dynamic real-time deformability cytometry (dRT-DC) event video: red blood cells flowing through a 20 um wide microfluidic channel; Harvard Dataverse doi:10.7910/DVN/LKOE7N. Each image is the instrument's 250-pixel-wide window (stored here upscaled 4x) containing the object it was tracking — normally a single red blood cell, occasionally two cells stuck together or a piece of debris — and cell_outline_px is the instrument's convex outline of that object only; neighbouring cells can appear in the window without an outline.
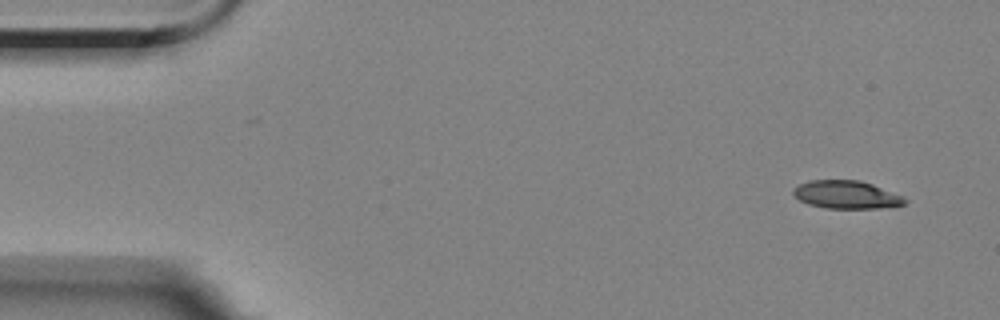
{"species": "Egyptian fruit bat (a non-hibernating species)", "species_latin": "Rousettus aegyptiacus", "temperature_condition": "room temperature", "stored_images_in_passage": 9, "camera_frame_rate_fps": 3000, "um_per_image_px": 0.085, "animal": {"sex": "female"}, "frame": {"image": 1, "passage_image": 1, "time_ms": 0.0, "image_size_px": [1000, 320], "cell_outline_px": [[908, 200], [904, 204], [876, 208], [828, 208], [808, 204], [800, 200], [792, 192], [800, 184], [812, 180], [860, 180], [872, 184], [900, 196]], "centroid_in_image_um": [71.92, 16.54], "position_along_channel_um": 13.1, "area_um2": 17.69}}
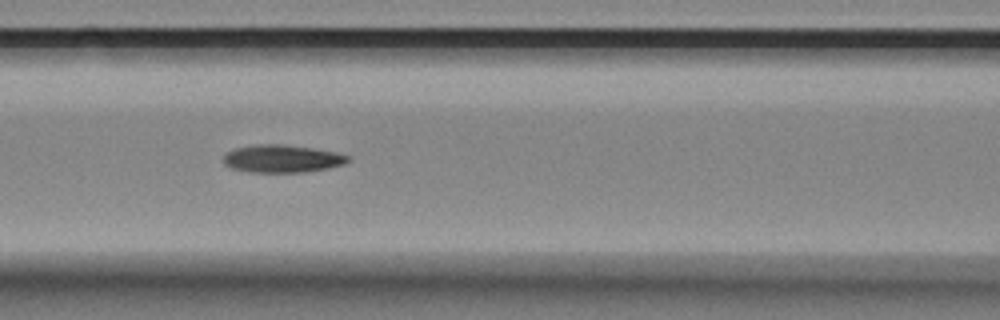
{"frame": {"image": 2, "passage_image": 6, "time_ms": 6.667, "image_size_px": [1000, 320], "cell_outline_px": [[352, 160], [344, 164], [328, 168], [304, 172], [248, 172], [232, 168], [224, 164], [224, 152], [236, 148], [252, 144], [280, 144], [312, 148], [332, 152], [348, 156]], "centroid_in_image_um": [23.94, 13.49], "position_along_channel_um": 142.7, "area_um2": 20.06}}
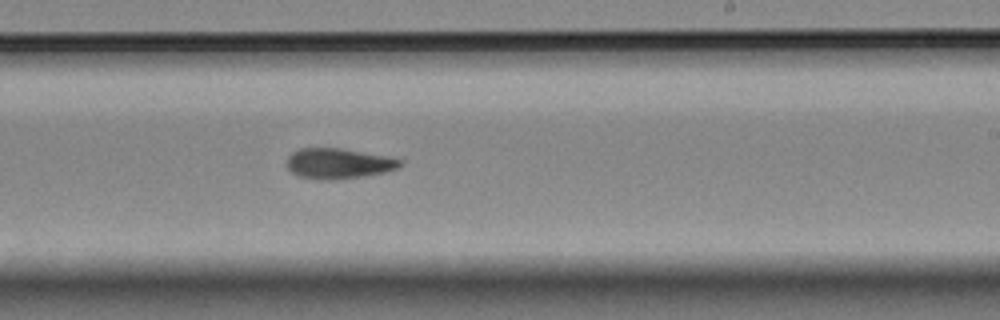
{"frame": {"image": 3, "passage_image": 9, "time_ms": 10.0, "image_size_px": [1000, 320], "cell_outline_px": [[404, 164], [396, 168], [384, 172], [336, 180], [320, 180], [300, 176], [292, 172], [288, 168], [288, 156], [292, 152], [300, 148], [340, 148], [384, 156], [404, 160]], "centroid_in_image_um": [28.76, 13.9], "position_along_channel_um": 260.2, "area_um2": 19.83}}